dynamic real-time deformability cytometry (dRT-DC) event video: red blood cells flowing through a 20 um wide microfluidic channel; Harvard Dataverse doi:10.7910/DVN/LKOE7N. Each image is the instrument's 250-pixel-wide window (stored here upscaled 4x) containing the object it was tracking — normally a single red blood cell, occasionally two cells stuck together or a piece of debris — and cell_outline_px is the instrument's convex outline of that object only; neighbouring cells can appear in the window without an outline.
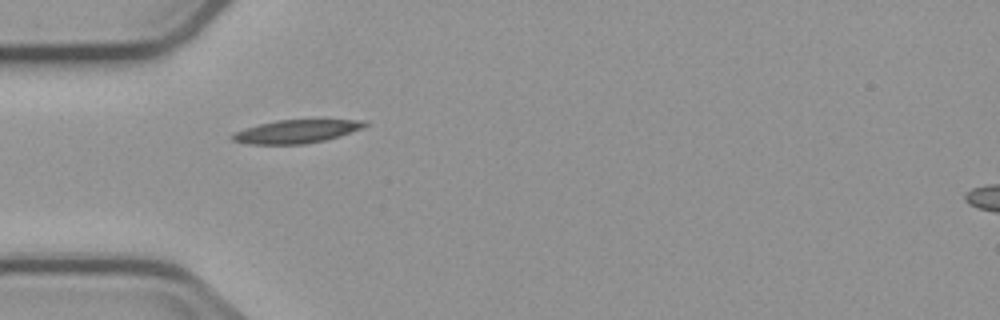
{"species": "common noctule bat (a hibernating species)", "species_latin": "Nyctalus noctula", "temperature_condition": "cold", "stored_images_in_passage": 2, "camera_frame_rate_fps": 3000, "um_per_image_px": 0.085, "animal": {"sex": "male", "body_mass_g": 23.1, "forearm_length_mm": 52.7}, "frame": {"image": 1, "passage_image": 1, "time_ms": 0.0, "image_size_px": [1000, 320], "cell_outline_px": [[368, 124], [360, 128], [340, 136], [324, 140], [304, 144], [248, 144], [232, 140], [228, 136], [232, 132], [244, 128], [276, 120], [364, 120]], "centroid_in_image_um": [25.1, 11.18], "position_along_channel_um": 59.9, "area_um2": 17.86}}
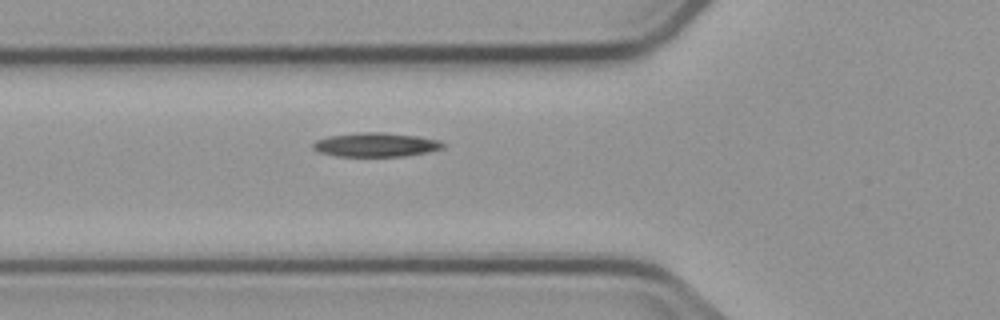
{"frame": {"image": 2, "passage_image": 2, "time_ms": 1.0, "image_size_px": [1000, 320], "cell_outline_px": [[444, 148], [428, 152], [404, 156], [336, 156], [320, 152], [312, 148], [312, 144], [316, 140], [328, 136], [360, 132], [384, 132], [416, 136], [436, 140], [444, 144]], "centroid_in_image_um": [31.91, 12.3], "position_along_channel_um": 93.9, "area_um2": 18.09}}